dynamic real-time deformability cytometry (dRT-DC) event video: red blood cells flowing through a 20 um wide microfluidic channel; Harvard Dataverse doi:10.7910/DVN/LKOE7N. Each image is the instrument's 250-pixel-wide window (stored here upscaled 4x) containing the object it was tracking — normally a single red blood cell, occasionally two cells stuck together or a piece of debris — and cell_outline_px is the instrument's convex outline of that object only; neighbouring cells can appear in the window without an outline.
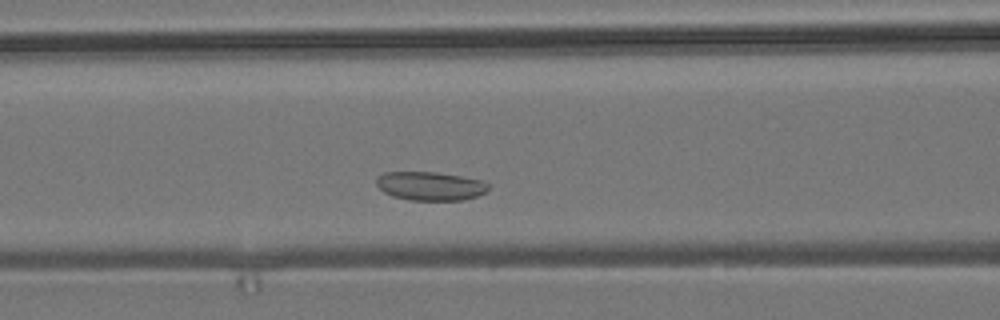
{"species": "common noctule bat (a hibernating species)", "species_latin": "Nyctalus noctula", "temperature_condition": "room temperature", "stored_images_in_passage": 47, "camera_frame_rate_fps": 3000, "um_per_image_px": 0.085, "animal": {"sex": "male", "body_mass_g": 19.2, "forearm_length_mm": 51.8}, "frame": {"image": 1, "passage_image": 24, "time_ms": 7.667, "image_size_px": [1000, 320], "cell_outline_px": [[488, 192], [464, 200], [408, 200], [392, 196], [384, 192], [376, 184], [376, 176], [384, 172], [436, 172], [484, 180], [488, 184]], "centroid_in_image_um": [36.57, 15.81], "position_along_channel_um": 130.0, "area_um2": 18.9}}
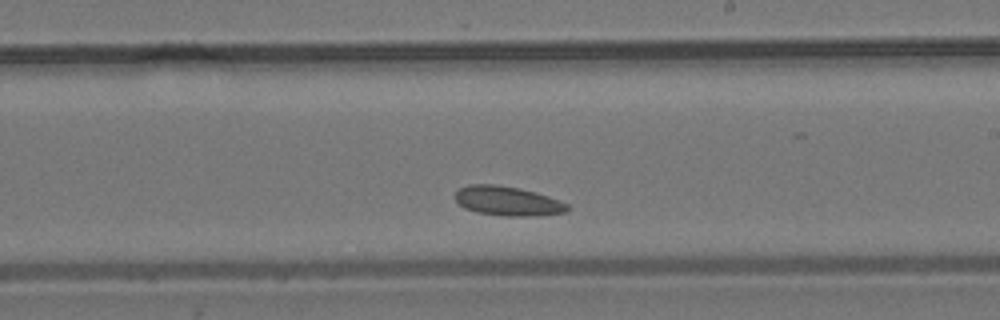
{"frame": {"image": 2, "passage_image": 34, "time_ms": 11.0, "image_size_px": [1000, 320], "cell_outline_px": [[568, 212], [540, 216], [504, 216], [476, 212], [464, 208], [456, 200], [456, 192], [460, 188], [468, 184], [496, 184], [520, 188], [536, 192], [560, 200], [568, 204]], "centroid_in_image_um": [43.18, 17.09], "position_along_channel_um": 245.8, "area_um2": 19.42}}
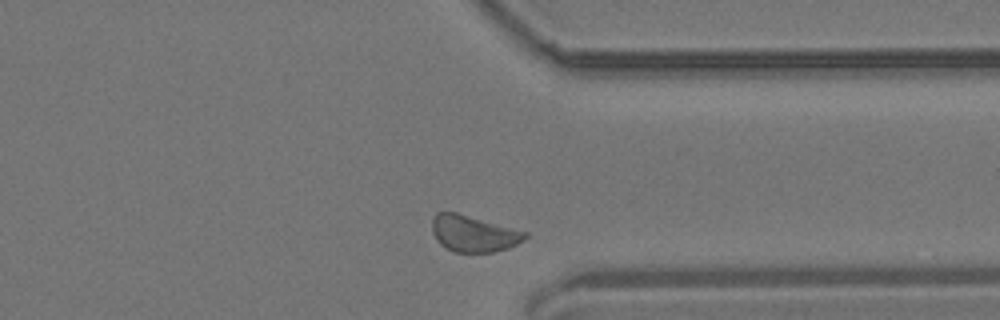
{"frame": {"image": 3, "passage_image": 45, "time_ms": 14.667, "image_size_px": [1000, 320], "cell_outline_px": [[528, 236], [524, 240], [508, 248], [492, 252], [456, 252], [440, 244], [436, 240], [432, 232], [432, 216], [436, 212], [456, 212], [528, 232]], "centroid_in_image_um": [40.23, 19.84], "position_along_channel_um": 371.2, "area_um2": 19.71}}